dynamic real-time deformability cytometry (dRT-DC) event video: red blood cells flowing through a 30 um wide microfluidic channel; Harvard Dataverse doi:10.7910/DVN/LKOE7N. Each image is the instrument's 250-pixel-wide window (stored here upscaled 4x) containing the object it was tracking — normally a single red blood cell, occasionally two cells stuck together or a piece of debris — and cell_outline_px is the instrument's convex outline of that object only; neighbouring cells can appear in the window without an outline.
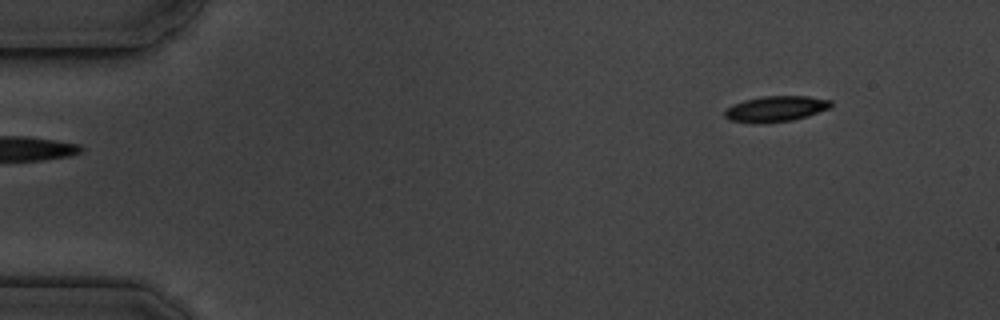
{"species": "common noctule bat (a hibernating species)", "species_latin": "Nyctalus noctula", "temperature_condition": "cold", "stored_images_in_passage": 4, "camera_frame_rate_fps": 3000, "um_per_image_px": 0.085, "animal": {"sex": "male", "body_mass_g": 19.5, "forearm_length_mm": 54.6}, "frame": {"image": 1, "passage_image": 1, "time_ms": 0.0, "image_size_px": [1000, 320], "cell_outline_px": [[832, 108], [808, 116], [792, 120], [756, 124], [728, 120], [724, 116], [724, 112], [728, 108], [744, 100], [760, 96], [808, 96], [832, 100]], "centroid_in_image_um": [65.97, 9.25], "position_along_channel_um": 19.0, "area_um2": 16.07}}
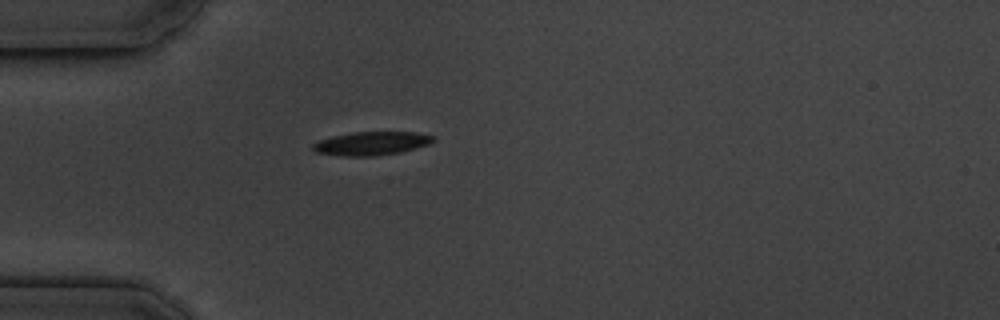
{"frame": {"image": 2, "passage_image": 4, "time_ms": 3.333, "image_size_px": [1000, 320], "cell_outline_px": [[436, 140], [428, 144], [416, 148], [400, 152], [376, 156], [340, 156], [316, 152], [312, 148], [312, 144], [320, 140], [332, 136], [352, 132], [412, 132], [432, 136]], "centroid_in_image_um": [31.54, 12.19], "position_along_channel_um": 53.5, "area_um2": 16.42}}